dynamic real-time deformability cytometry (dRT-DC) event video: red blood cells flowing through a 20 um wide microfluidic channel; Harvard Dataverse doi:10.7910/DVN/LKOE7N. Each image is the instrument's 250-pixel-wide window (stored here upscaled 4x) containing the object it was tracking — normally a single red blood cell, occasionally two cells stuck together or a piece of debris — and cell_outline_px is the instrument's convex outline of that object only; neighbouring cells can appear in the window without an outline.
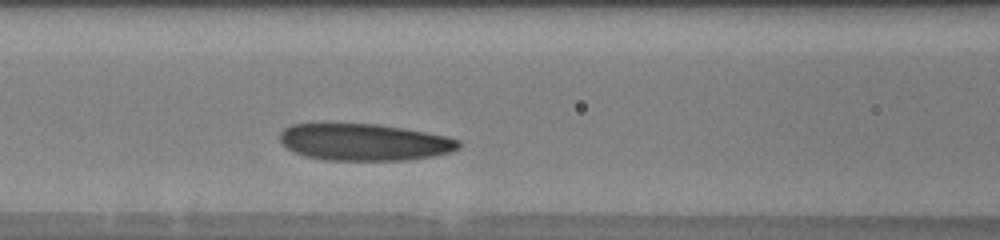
{"species": "human", "species_latin": "Homo sapiens", "temperature_condition": "warm", "stored_images_in_passage": 29, "camera_frame_rate_fps": 3000, "um_per_image_px": 0.085, "donor": {"sex": "male"}, "frame": {"image": 1, "passage_image": 8, "time_ms": 2.333, "image_size_px": [1000, 240], "cell_outline_px": [[460, 148], [452, 152], [432, 156], [404, 160], [324, 160], [304, 156], [288, 148], [280, 140], [280, 132], [284, 128], [292, 124], [376, 124], [404, 128], [448, 136], [460, 140]], "centroid_in_image_um": [30.99, 12.08], "position_along_channel_um": 135.6, "area_um2": 38.38}}
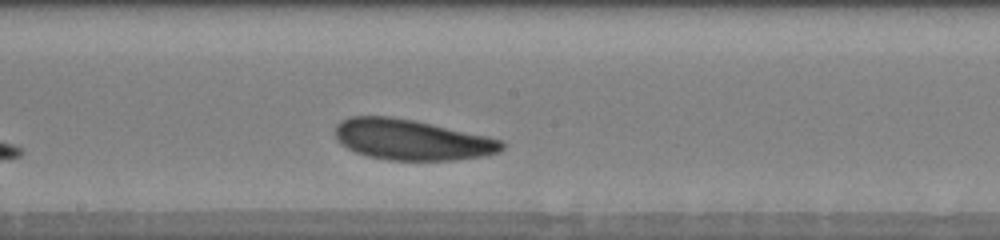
{"frame": {"image": 2, "passage_image": 14, "time_ms": 4.333, "image_size_px": [1000, 240], "cell_outline_px": [[504, 148], [500, 152], [484, 156], [452, 160], [388, 160], [368, 156], [356, 152], [340, 144], [336, 140], [336, 124], [340, 120], [348, 116], [392, 116], [412, 120], [484, 136], [500, 140], [504, 144]], "centroid_in_image_um": [34.93, 11.88], "position_along_channel_um": 213.3, "area_um2": 39.13}}
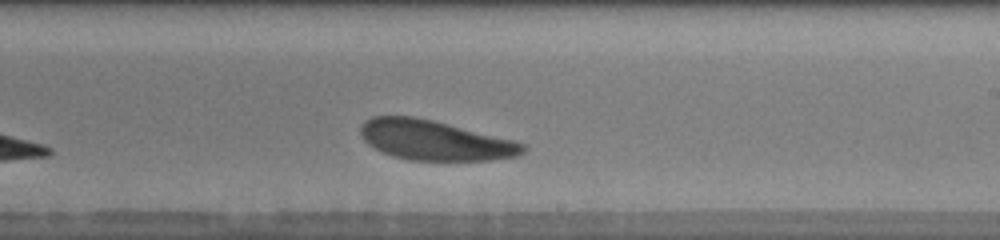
{"frame": {"image": 3, "passage_image": 17, "time_ms": 5.333, "image_size_px": [1000, 240], "cell_outline_px": [[528, 148], [520, 156], [492, 160], [408, 160], [392, 156], [368, 144], [364, 140], [360, 132], [360, 128], [364, 120], [372, 116], [412, 116], [432, 120], [512, 140], [524, 144]], "centroid_in_image_um": [36.95, 11.93], "position_along_channel_um": 252.1, "area_um2": 37.51}, "authors_computed_cell_mechanics": {"area_um2": 38.8994, "velocity_mm_per_s": 3.8859, "shape_relaxation_time_tau1_ms": 1.6679, "shape_relaxation_time_tau2_ms": 5.8694, "deformation_change_tau1": 0.1001, "deformation_change_tau2": 0.1473}}